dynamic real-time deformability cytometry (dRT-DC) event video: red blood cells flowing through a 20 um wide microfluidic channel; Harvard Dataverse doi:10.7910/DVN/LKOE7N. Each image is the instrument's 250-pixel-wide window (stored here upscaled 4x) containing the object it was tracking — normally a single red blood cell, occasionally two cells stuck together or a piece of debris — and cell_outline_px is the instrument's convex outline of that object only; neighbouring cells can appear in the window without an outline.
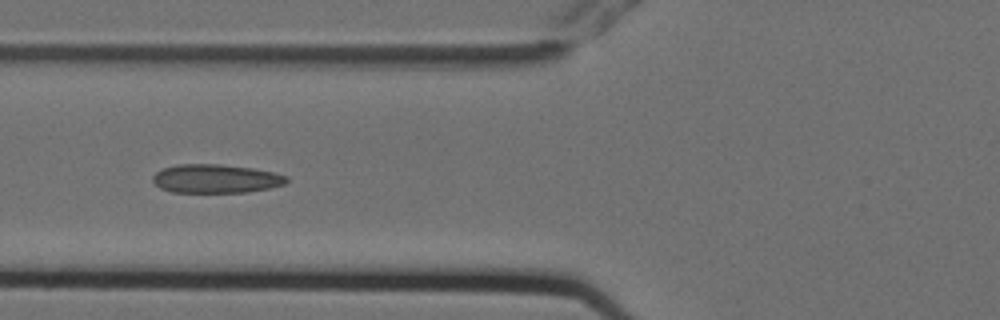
{"species": "Egyptian fruit bat (a non-hibernating species)", "species_latin": "Rousettus aegyptiacus", "temperature_condition": "cold", "stored_images_in_passage": 8, "camera_frame_rate_fps": 3000, "um_per_image_px": 0.085, "animal": {"sex": "female"}, "frame": {"image": 1, "passage_image": 6, "time_ms": 1.667, "image_size_px": [1000, 320], "cell_outline_px": [[288, 180], [284, 184], [268, 188], [248, 192], [172, 192], [160, 188], [152, 180], [152, 176], [156, 172], [164, 168], [176, 164], [220, 164], [252, 168], [272, 172], [288, 176]], "centroid_in_image_um": [18.32, 15.18], "position_along_channel_um": 107.5, "area_um2": 22.31}}
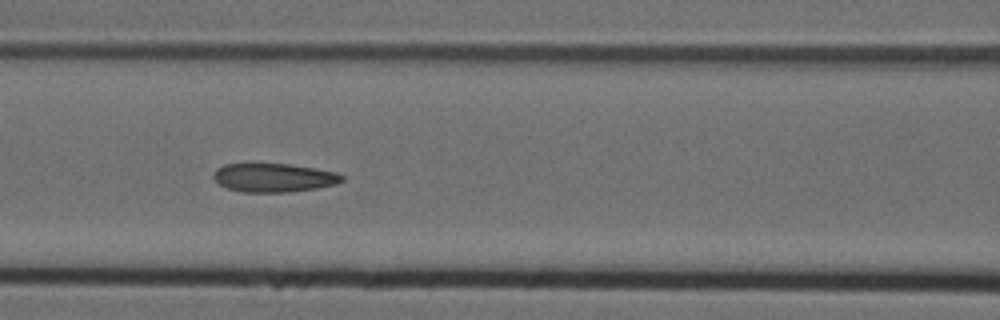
{"frame": {"image": 2, "passage_image": 7, "time_ms": 2.0, "image_size_px": [1000, 320], "cell_outline_px": [[344, 180], [336, 184], [316, 188], [288, 192], [240, 192], [228, 188], [220, 184], [212, 176], [216, 168], [224, 164], [244, 160], [288, 164], [316, 168], [336, 172], [344, 176]], "centroid_in_image_um": [23.2, 15.05], "position_along_channel_um": 143.4, "area_um2": 22.37}}
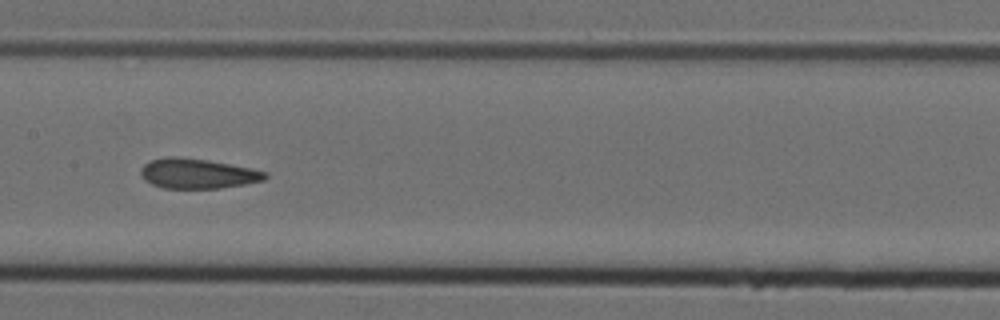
{"frame": {"image": 3, "passage_image": 8, "time_ms": 2.333, "image_size_px": [1000, 320], "cell_outline_px": [[268, 176], [264, 180], [244, 184], [220, 188], [164, 188], [152, 184], [144, 180], [140, 172], [140, 168], [144, 164], [152, 160], [168, 156], [180, 156], [208, 160], [252, 168], [268, 172]], "centroid_in_image_um": [16.79, 14.74], "position_along_channel_um": 190.6, "area_um2": 21.79}}